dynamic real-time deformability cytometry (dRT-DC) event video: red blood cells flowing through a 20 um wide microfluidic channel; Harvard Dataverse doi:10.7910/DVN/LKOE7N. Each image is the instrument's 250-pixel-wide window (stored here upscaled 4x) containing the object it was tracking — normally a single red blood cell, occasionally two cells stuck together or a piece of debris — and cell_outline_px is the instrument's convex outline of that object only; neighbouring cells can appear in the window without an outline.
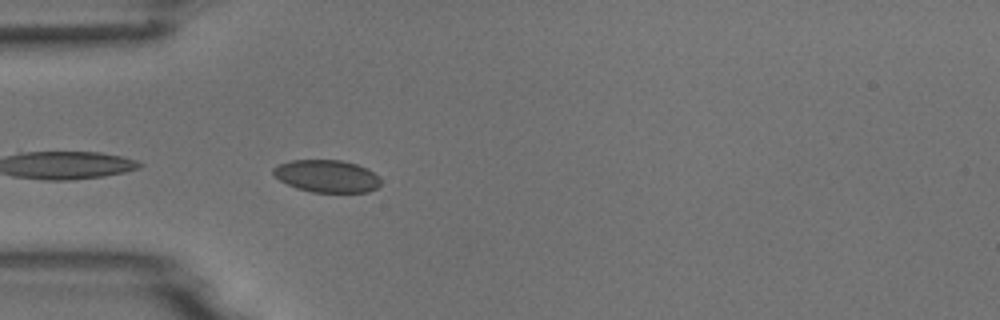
{"species": "common noctule bat (a hibernating species)", "species_latin": "Nyctalus noctula", "temperature_condition": "room temperature", "stored_images_in_passage": 3, "camera_frame_rate_fps": 3000, "um_per_image_px": 0.085, "animal": {"sex": "male", "body_mass_g": 18.8}, "frame": {"image": 1, "passage_image": 3, "time_ms": 3.0, "image_size_px": [1000, 320], "cell_outline_px": [[380, 184], [376, 188], [368, 192], [312, 192], [296, 188], [280, 180], [272, 172], [272, 168], [280, 164], [292, 160], [340, 160], [356, 164], [368, 168], [380, 180]], "centroid_in_image_um": [27.77, 14.97], "position_along_channel_um": 57.2, "area_um2": 20.11}}